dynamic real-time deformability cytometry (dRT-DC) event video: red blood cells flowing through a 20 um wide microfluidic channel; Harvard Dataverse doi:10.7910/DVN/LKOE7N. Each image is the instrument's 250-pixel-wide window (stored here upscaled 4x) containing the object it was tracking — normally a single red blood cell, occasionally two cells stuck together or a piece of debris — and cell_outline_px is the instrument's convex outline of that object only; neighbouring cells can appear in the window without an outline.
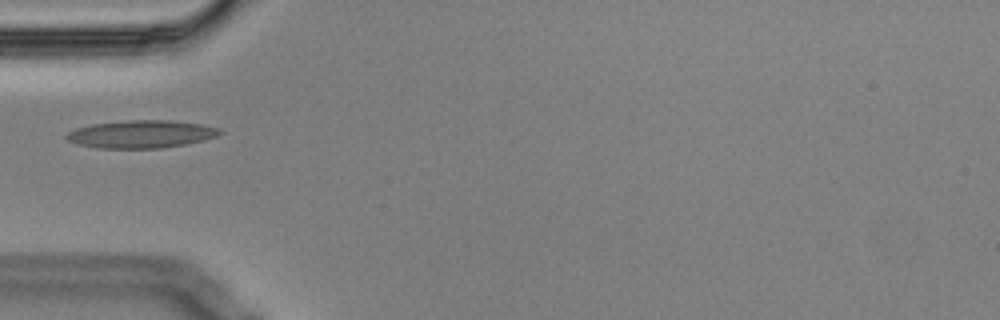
{"species": "Egyptian fruit bat (a non-hibernating species)", "species_latin": "Rousettus aegyptiacus", "temperature_condition": "cold", "stored_images_in_passage": 10, "camera_frame_rate_fps": 3000, "um_per_image_px": 0.085, "animal": {"sex": "male"}, "frame": {"image": 1, "passage_image": 1, "time_ms": 0.0, "image_size_px": [1000, 320], "cell_outline_px": [[224, 132], [216, 136], [204, 140], [184, 144], [160, 148], [100, 148], [76, 144], [68, 140], [64, 136], [68, 132], [76, 128], [92, 124], [128, 120], [168, 120], [204, 124], [220, 128]], "centroid_in_image_um": [12.02, 11.39], "position_along_channel_um": 73.0, "area_um2": 24.8}}
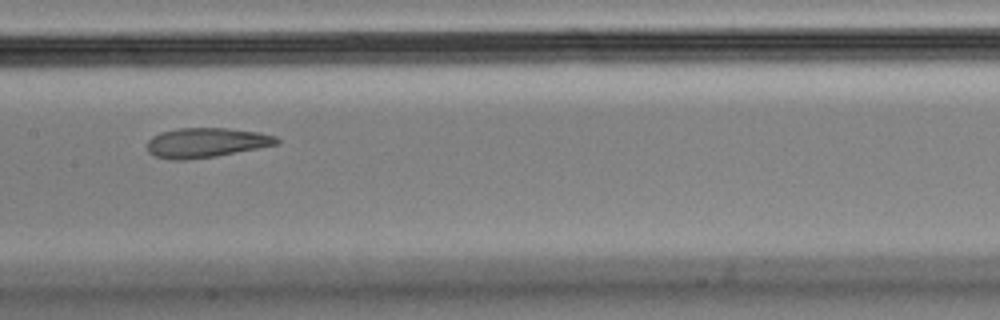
{"frame": {"image": 2, "passage_image": 4, "time_ms": 1.0, "image_size_px": [1000, 320], "cell_outline_px": [[280, 140], [276, 144], [216, 156], [184, 160], [172, 160], [156, 156], [148, 152], [148, 140], [152, 136], [160, 132], [180, 128], [228, 128], [260, 132], [276, 136]], "centroid_in_image_um": [17.5, 12.12], "position_along_channel_um": 189.9, "area_um2": 22.25}}
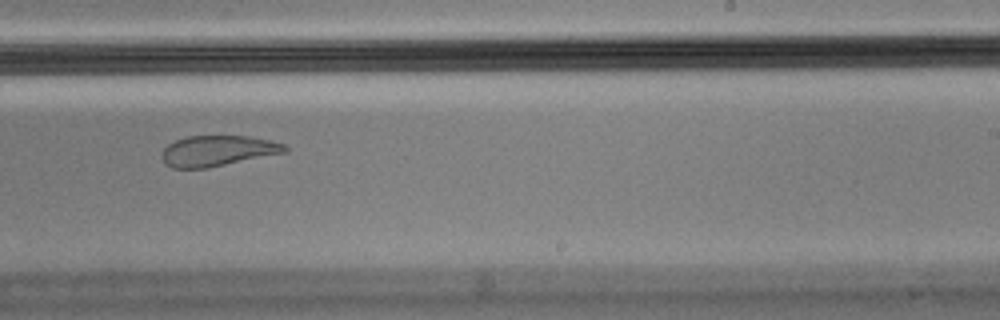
{"frame": {"image": 3, "passage_image": 6, "time_ms": 1.667, "image_size_px": [1000, 320], "cell_outline_px": [[288, 152], [208, 168], [172, 168], [164, 164], [160, 156], [164, 148], [168, 144], [176, 140], [188, 136], [248, 136], [272, 140], [284, 144], [288, 148]], "centroid_in_image_um": [18.5, 12.82], "position_along_channel_um": 270.5, "area_um2": 22.2}}